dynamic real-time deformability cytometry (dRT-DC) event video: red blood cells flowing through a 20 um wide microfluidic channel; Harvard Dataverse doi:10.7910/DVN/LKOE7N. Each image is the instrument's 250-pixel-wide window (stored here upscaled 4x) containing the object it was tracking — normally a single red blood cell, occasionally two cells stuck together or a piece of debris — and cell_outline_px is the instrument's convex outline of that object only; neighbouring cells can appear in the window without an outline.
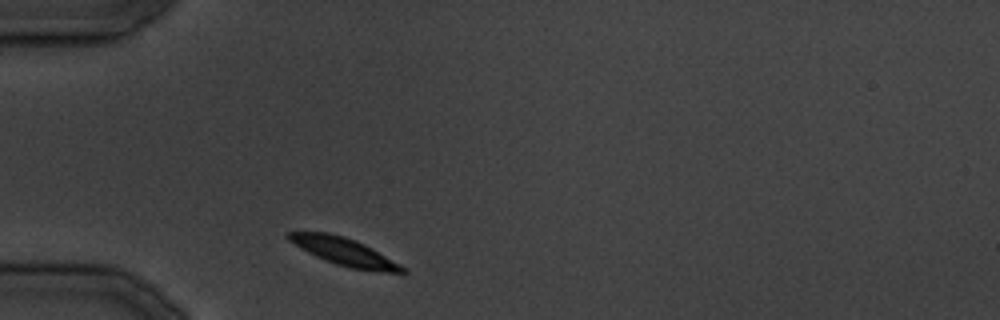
{"species": "common noctule bat (a hibernating species)", "species_latin": "Nyctalus noctula", "temperature_condition": "cold", "stored_images_in_passage": 14, "camera_frame_rate_fps": 3000, "um_per_image_px": 0.085, "animal": {"sex": "male", "body_mass_g": 19.5, "forearm_length_mm": 54.6}, "frame": {"image": 1, "passage_image": 1, "time_ms": 0.0, "image_size_px": [1000, 320], "cell_outline_px": [[408, 272], [384, 272], [352, 268], [336, 264], [316, 256], [308, 252], [288, 240], [288, 232], [328, 232], [344, 236], [364, 244], [372, 248], [408, 268]], "centroid_in_image_um": [29.31, 21.4], "position_along_channel_um": 55.7, "area_um2": 18.03}}
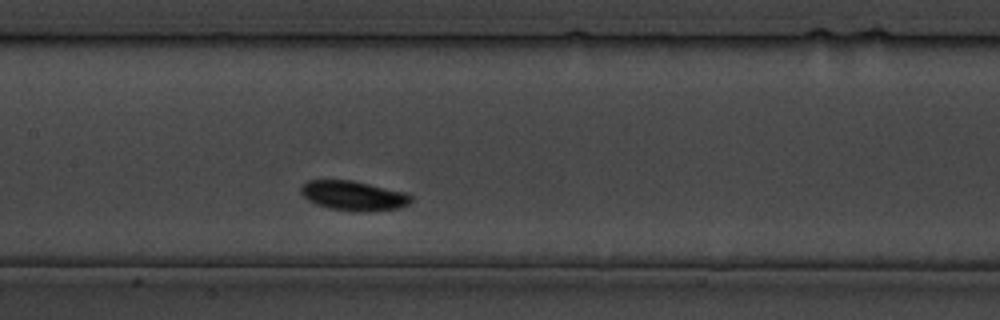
{"frame": {"image": 2, "passage_image": 8, "time_ms": 9.0, "image_size_px": [1000, 320], "cell_outline_px": [[412, 200], [408, 204], [396, 208], [372, 212], [360, 212], [328, 208], [316, 204], [308, 200], [300, 192], [300, 188], [308, 180], [352, 180], [408, 192], [412, 196]], "centroid_in_image_um": [30.08, 16.63], "position_along_channel_um": 177.3, "area_um2": 19.19}}
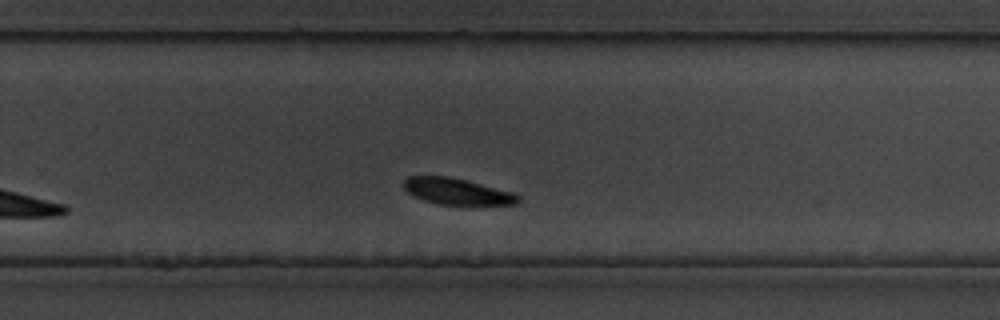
{"frame": {"image": 3, "passage_image": 14, "time_ms": 16.667, "image_size_px": [1000, 320], "cell_outline_px": [[520, 200], [516, 204], [440, 204], [424, 200], [408, 192], [404, 188], [404, 180], [408, 176], [448, 176], [512, 192], [520, 196]], "centroid_in_image_um": [38.83, 16.26], "position_along_channel_um": 291.0, "area_um2": 17.05}}